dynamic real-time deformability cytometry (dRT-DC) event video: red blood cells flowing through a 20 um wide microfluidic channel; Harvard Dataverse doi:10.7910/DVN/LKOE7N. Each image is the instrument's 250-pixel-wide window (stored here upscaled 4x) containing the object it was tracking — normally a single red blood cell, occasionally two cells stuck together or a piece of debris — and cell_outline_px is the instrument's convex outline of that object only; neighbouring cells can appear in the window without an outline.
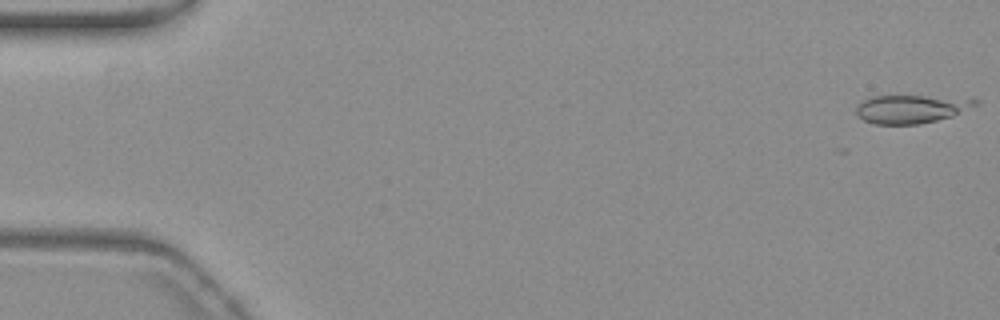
{"species": "common noctule bat (a hibernating species)", "species_latin": "Nyctalus noctula", "temperature_condition": "warm", "stored_images_in_passage": 4, "camera_frame_rate_fps": 3000, "um_per_image_px": 0.085, "animal": {"sex": "female", "body_mass_g": 19.3, "forearm_length_mm": 54.1}, "frame": {"image": 1, "passage_image": 1, "time_ms": 0.0, "image_size_px": [1000, 320], "cell_outline_px": [[980, 104], [952, 116], [920, 124], [876, 124], [864, 120], [856, 116], [856, 108], [864, 100], [872, 96], [924, 96], [980, 100]], "centroid_in_image_um": [77.43, 9.27], "position_along_channel_um": 7.6, "area_um2": 19.42}}